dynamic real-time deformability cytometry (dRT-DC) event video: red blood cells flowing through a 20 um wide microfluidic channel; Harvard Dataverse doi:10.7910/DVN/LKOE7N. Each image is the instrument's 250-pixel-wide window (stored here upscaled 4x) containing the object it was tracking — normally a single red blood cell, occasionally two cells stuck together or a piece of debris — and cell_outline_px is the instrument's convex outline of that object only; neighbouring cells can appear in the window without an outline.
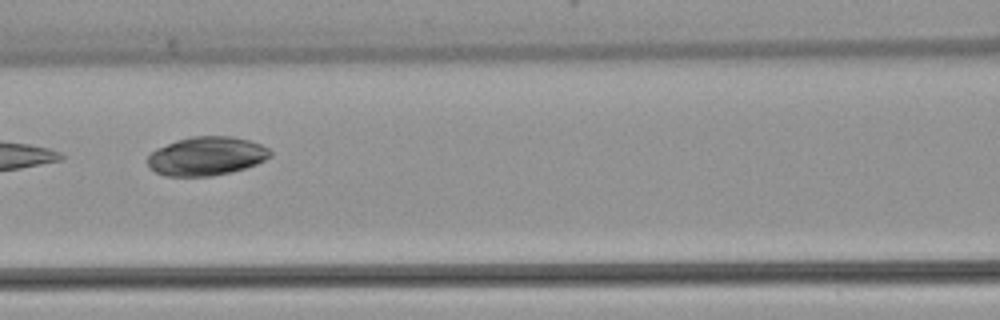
{"species": "common noctule bat (a hibernating species)", "species_latin": "Nyctalus noctula", "temperature_condition": "warm", "stored_images_in_passage": 6, "camera_frame_rate_fps": 3000, "um_per_image_px": 0.085, "animal": {"sex": "female", "body_mass_g": 22.7, "forearm_length_mm": 54.2}, "frame": {"image": 1, "passage_image": 5, "time_ms": 5.0, "image_size_px": [1000, 320], "cell_outline_px": [[272, 156], [256, 164], [244, 168], [212, 176], [164, 176], [148, 168], [148, 156], [156, 148], [176, 140], [192, 136], [232, 136], [248, 140], [260, 144], [268, 148], [272, 152]], "centroid_in_image_um": [17.53, 13.26], "position_along_channel_um": 149.1, "area_um2": 27.69}}
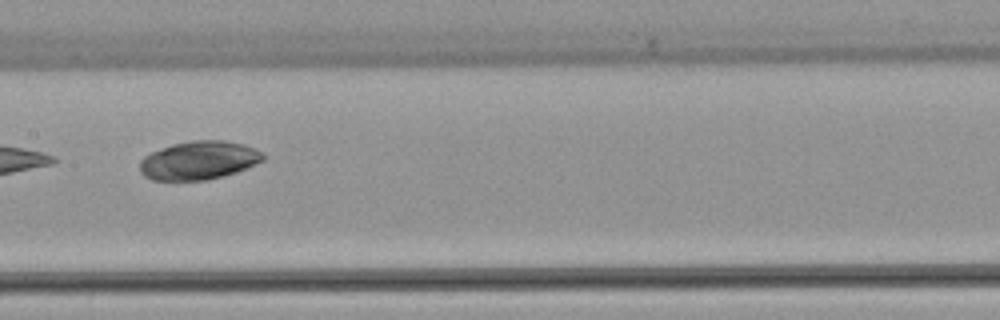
{"frame": {"image": 2, "passage_image": 6, "time_ms": 6.0, "image_size_px": [1000, 320], "cell_outline_px": [[264, 160], [248, 168], [224, 176], [208, 180], [152, 180], [144, 176], [140, 172], [140, 160], [144, 156], [152, 152], [172, 144], [192, 140], [224, 140], [240, 144], [252, 148], [260, 152], [264, 156]], "centroid_in_image_um": [16.88, 13.64], "position_along_channel_um": 190.5, "area_um2": 27.57}}